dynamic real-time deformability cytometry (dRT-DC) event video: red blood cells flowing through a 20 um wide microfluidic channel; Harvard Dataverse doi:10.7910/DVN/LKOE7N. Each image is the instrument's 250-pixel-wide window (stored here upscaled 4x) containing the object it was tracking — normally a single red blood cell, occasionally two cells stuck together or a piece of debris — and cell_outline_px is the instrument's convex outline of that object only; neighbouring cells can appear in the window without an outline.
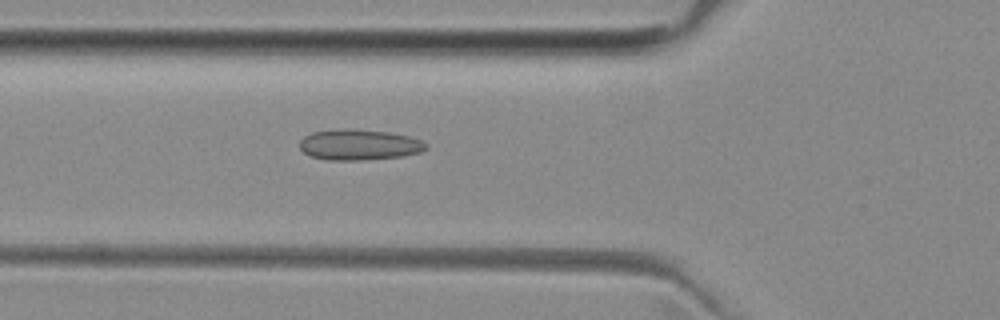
{"species": "common noctule bat (a hibernating species)", "species_latin": "Nyctalus noctula", "temperature_condition": "room temperature", "stored_images_in_passage": 49, "camera_frame_rate_fps": 3000, "um_per_image_px": 0.085, "animal": {"sex": "female", "body_mass_g": 29.2, "forearm_length_mm": 56.3}, "frame": {"image": 1, "passage_image": 16, "time_ms": 5.0, "image_size_px": [1000, 320], "cell_outline_px": [[428, 148], [420, 152], [404, 156], [360, 160], [328, 160], [308, 156], [300, 148], [300, 140], [304, 136], [312, 132], [340, 128], [348, 128], [388, 132], [408, 136], [424, 140], [428, 144]], "centroid_in_image_um": [30.53, 12.3], "position_along_channel_um": 95.3, "area_um2": 22.89}}
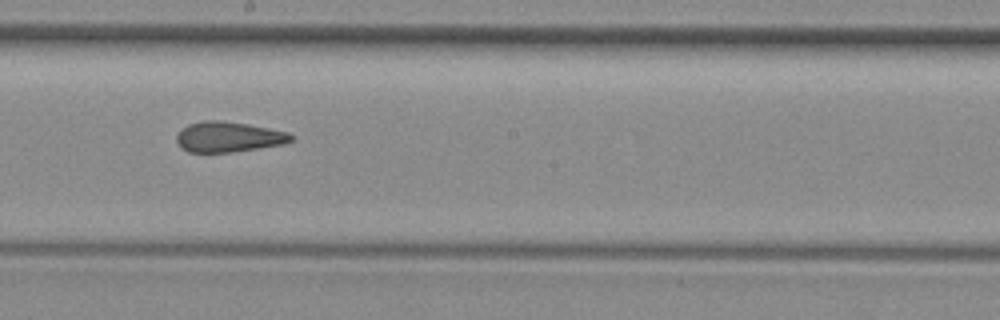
{"frame": {"image": 2, "passage_image": 26, "time_ms": 8.333, "image_size_px": [1000, 320], "cell_outline_px": [[296, 136], [292, 140], [284, 144], [232, 152], [188, 152], [180, 148], [176, 140], [176, 136], [180, 128], [188, 124], [204, 120], [220, 120], [248, 124], [288, 132]], "centroid_in_image_um": [19.39, 11.63], "position_along_channel_um": 228.8, "area_um2": 20.46}}
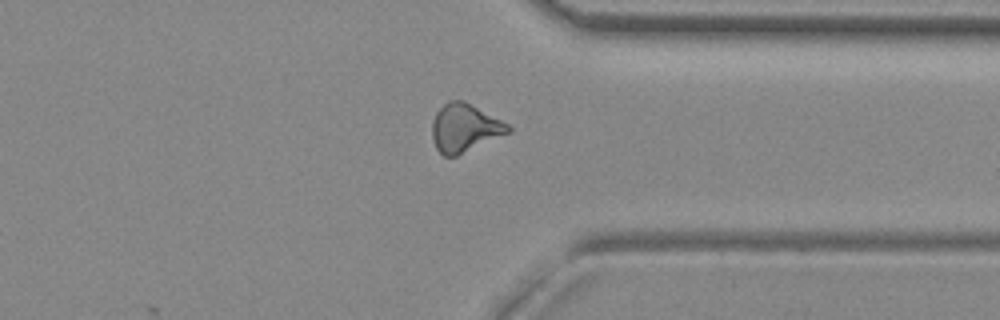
{"frame": {"image": 3, "passage_image": 37, "time_ms": 12.0, "image_size_px": [1000, 320], "cell_outline_px": [[512, 132], [456, 156], [444, 156], [436, 148], [432, 136], [432, 120], [436, 112], [448, 100], [464, 100], [508, 124], [512, 128]], "centroid_in_image_um": [39.5, 10.87], "position_along_channel_um": 371.9, "area_um2": 21.33}, "authors_computed_cell_mechanics": {"area_um2": 20.9814, "velocity_mm_per_s": 3.9963, "shape_relaxation_time_tau1_ms": null, "shape_relaxation_time_tau2_ms": 1.9529, "deformation_change_tau1": null, "deformation_change_tau2": 0.1023}}